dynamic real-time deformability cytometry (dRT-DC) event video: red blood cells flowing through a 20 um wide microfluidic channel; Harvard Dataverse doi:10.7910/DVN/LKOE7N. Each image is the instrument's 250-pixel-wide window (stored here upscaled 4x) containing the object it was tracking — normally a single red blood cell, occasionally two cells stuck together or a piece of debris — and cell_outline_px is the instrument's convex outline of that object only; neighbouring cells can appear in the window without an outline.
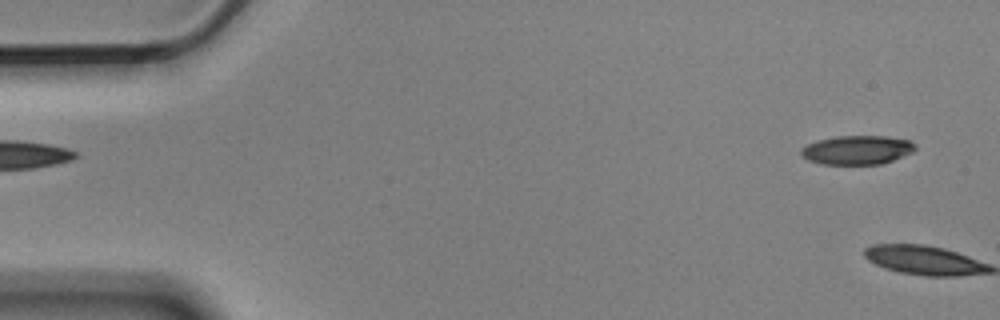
{"species": "Egyptian fruit bat (a non-hibernating species)", "species_latin": "Rousettus aegyptiacus", "temperature_condition": "cold", "stored_images_in_passage": 6, "segment_of_instrument_passage": [2, 2], "camera_frame_rate_fps": 3000, "um_per_image_px": 0.085, "animal": {"sex": "male"}, "frame": {"image": 1, "passage_image": 6, "time_ms": 1.667, "image_size_px": [1000, 320], "cell_outline_px": [[916, 148], [912, 152], [892, 160], [880, 164], [820, 164], [808, 160], [800, 156], [800, 148], [816, 140], [836, 136], [888, 136], [908, 140], [916, 144]], "centroid_in_image_um": [72.81, 12.74], "position_along_channel_um": 12.2, "area_um2": 19.36}}